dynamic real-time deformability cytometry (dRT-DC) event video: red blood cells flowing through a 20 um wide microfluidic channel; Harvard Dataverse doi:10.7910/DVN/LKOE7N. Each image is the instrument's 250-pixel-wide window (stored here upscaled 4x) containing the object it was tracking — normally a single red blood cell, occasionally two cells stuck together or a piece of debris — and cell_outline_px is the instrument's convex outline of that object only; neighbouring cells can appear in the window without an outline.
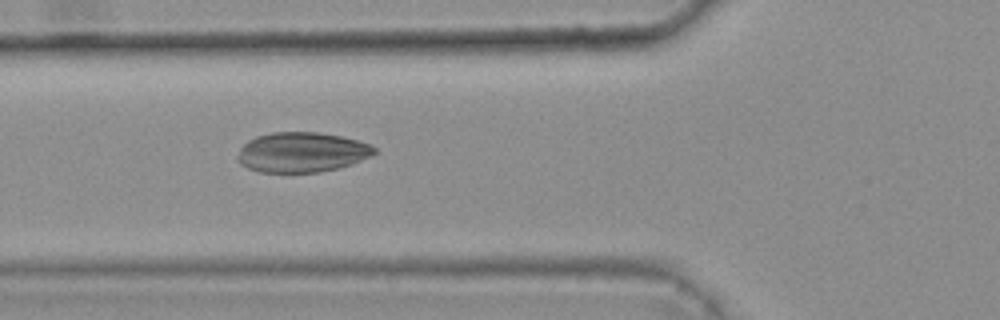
{"species": "common noctule bat (a hibernating species)", "species_latin": "Nyctalus noctula", "temperature_condition": "warm", "stored_images_in_passage": 6, "camera_frame_rate_fps": 3000, "um_per_image_px": 0.085, "animal": {"sex": "female", "body_mass_g": 25.1}, "frame": {"image": 1, "passage_image": 6, "time_ms": 1.667, "image_size_px": [1000, 320], "cell_outline_px": [[376, 152], [352, 164], [320, 172], [260, 172], [248, 168], [240, 164], [236, 160], [236, 156], [240, 148], [248, 140], [256, 136], [272, 132], [316, 132], [340, 136], [372, 144], [376, 148]], "centroid_in_image_um": [25.61, 12.94], "position_along_channel_um": 100.2, "area_um2": 31.85}}